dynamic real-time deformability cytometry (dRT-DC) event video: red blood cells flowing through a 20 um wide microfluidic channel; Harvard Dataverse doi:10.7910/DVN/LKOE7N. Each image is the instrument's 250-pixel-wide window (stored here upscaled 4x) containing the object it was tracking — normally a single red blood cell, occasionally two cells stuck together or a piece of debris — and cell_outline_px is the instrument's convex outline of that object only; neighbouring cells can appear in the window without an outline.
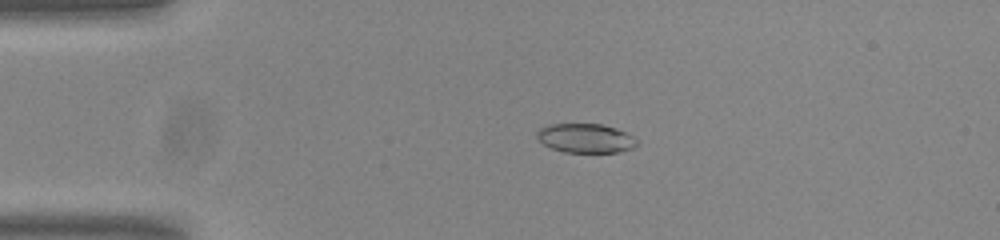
{"species": "common noctule bat (a hibernating species)", "species_latin": "Nyctalus noctula", "temperature_condition": "room temperature", "stored_images_in_passage": 53, "camera_frame_rate_fps": 3000, "um_per_image_px": 0.085, "animal": {"sex": "male", "body_mass_g": 20.0, "forearm_length_mm": 53.3}, "frame": {"image": 1, "passage_image": 11, "time_ms": 3.333, "image_size_px": [1000, 240], "cell_outline_px": [[640, 144], [632, 148], [620, 152], [564, 152], [552, 148], [544, 144], [536, 136], [536, 132], [540, 128], [548, 124], [600, 124], [616, 128], [632, 136]], "centroid_in_image_um": [49.77, 11.75], "position_along_channel_um": 35.2, "area_um2": 16.94}}
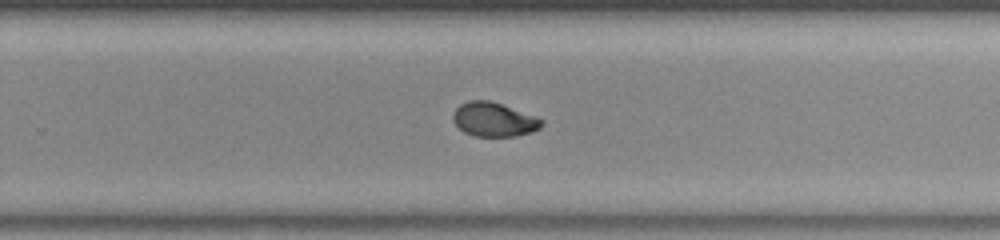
{"frame": {"image": 2, "passage_image": 34, "time_ms": 11.0, "image_size_px": [1000, 240], "cell_outline_px": [[544, 124], [540, 128], [532, 132], [516, 136], [476, 136], [464, 132], [452, 120], [452, 116], [456, 108], [460, 104], [468, 100], [488, 100], [500, 104], [544, 120]], "centroid_in_image_um": [41.96, 10.16], "position_along_channel_um": 287.8, "area_um2": 17.4}}
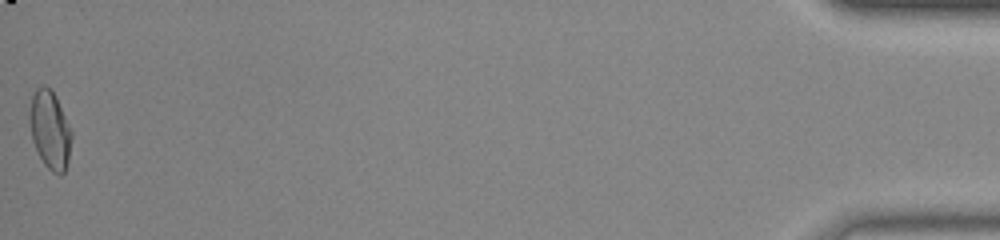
{"frame": {"image": 3, "passage_image": 53, "time_ms": 17.333, "image_size_px": [1000, 240], "cell_outline_px": [[72, 136], [68, 164], [64, 172], [60, 176], [52, 172], [44, 164], [32, 140], [28, 120], [28, 116], [32, 96], [36, 88], [40, 84], [44, 84], [56, 96], [72, 132]], "centroid_in_image_um": [4.24, 11.04], "position_along_channel_um": 431.0, "area_um2": 19.31}, "authors_computed_cell_mechanics": {"area_um2": 18.0914, "velocity_mm_per_s": 3.821, "shape_relaxation_time_tau1_ms": null, "shape_relaxation_time_tau2_ms": 1.5926, "deformation_change_tau1": null, "deformation_change_tau2": 0.0452}}